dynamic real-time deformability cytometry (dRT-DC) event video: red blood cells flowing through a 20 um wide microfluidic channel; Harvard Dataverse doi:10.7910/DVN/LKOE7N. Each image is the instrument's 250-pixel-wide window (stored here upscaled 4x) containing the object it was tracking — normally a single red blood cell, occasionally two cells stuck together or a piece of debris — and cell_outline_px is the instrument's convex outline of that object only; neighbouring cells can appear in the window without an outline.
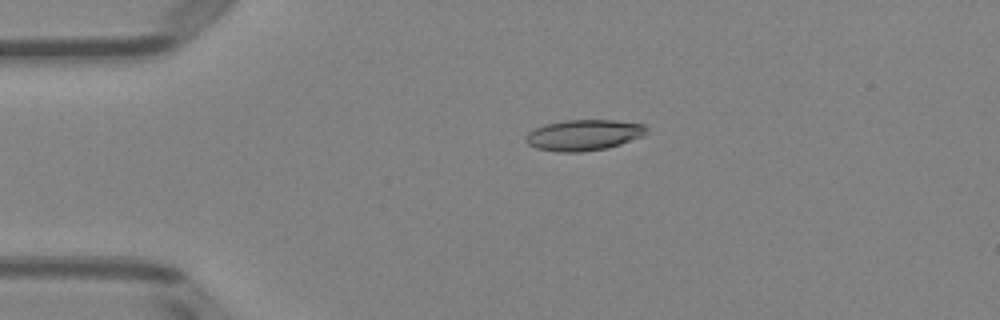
{"species": "Egyptian fruit bat (a non-hibernating species)", "species_latin": "Rousettus aegyptiacus", "temperature_condition": "room temperature", "stored_images_in_passage": 3, "camera_frame_rate_fps": 3000, "um_per_image_px": 0.085, "animal": {"sex": "female"}, "frame": {"image": 1, "passage_image": 2, "time_ms": 1.333, "image_size_px": [1000, 320], "cell_outline_px": [[648, 128], [644, 136], [620, 144], [604, 148], [580, 152], [560, 152], [536, 148], [528, 144], [524, 140], [524, 136], [528, 132], [544, 124], [564, 120], [616, 120], [644, 124]], "centroid_in_image_um": [49.6, 11.47], "position_along_channel_um": 35.4, "area_um2": 21.79}}